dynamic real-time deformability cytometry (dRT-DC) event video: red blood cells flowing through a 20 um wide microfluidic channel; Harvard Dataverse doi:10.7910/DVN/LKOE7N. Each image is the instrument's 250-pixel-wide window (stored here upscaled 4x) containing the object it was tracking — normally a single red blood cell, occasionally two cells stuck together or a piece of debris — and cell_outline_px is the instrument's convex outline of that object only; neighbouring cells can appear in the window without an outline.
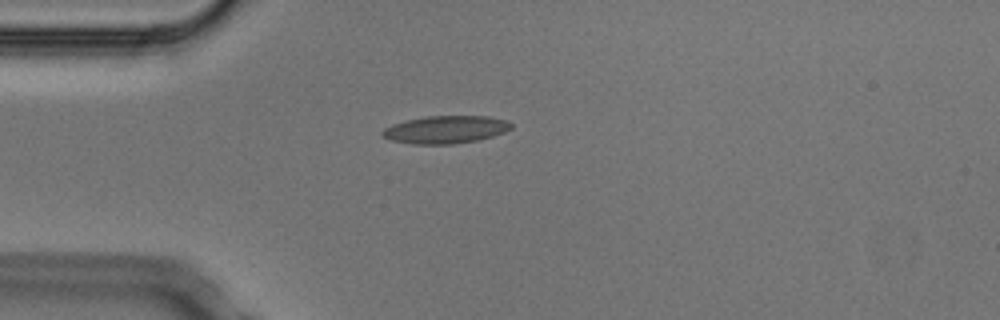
{"species": "Egyptian fruit bat (a non-hibernating species)", "species_latin": "Rousettus aegyptiacus", "temperature_condition": "cold", "stored_images_in_passage": 2, "camera_frame_rate_fps": 3000, "um_per_image_px": 0.085, "animal": {"sex": "male"}, "frame": {"image": 1, "passage_image": 2, "time_ms": 0.333, "image_size_px": [1000, 320], "cell_outline_px": [[512, 128], [504, 132], [492, 136], [476, 140], [452, 144], [412, 144], [392, 140], [384, 136], [380, 132], [384, 128], [392, 124], [408, 120], [428, 116], [488, 116], [508, 120], [512, 124]], "centroid_in_image_um": [37.89, 11.01], "position_along_channel_um": 47.1, "area_um2": 20.63}}